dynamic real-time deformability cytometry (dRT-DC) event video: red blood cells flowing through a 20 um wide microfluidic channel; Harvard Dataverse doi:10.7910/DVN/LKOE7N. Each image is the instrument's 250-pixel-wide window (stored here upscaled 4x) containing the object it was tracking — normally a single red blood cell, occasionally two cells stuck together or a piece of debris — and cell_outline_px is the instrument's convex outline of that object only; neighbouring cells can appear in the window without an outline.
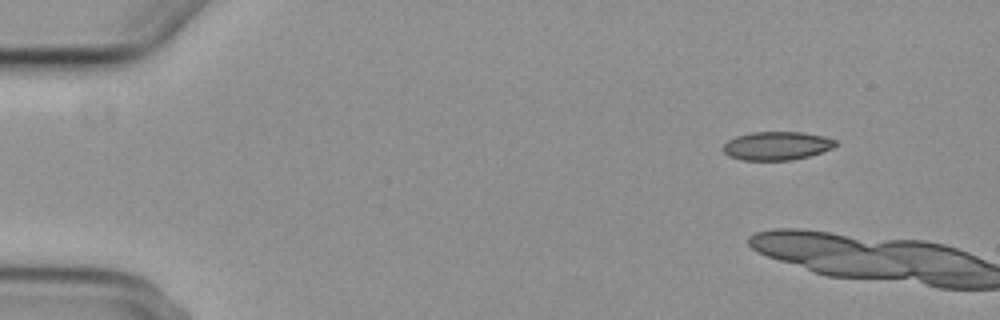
{"species": "common noctule bat (a hibernating species)", "species_latin": "Nyctalus noctula", "temperature_condition": "cold", "stored_images_in_passage": 2, "camera_frame_rate_fps": 3000, "um_per_image_px": 0.085, "animal": {"sex": "female", "body_mass_g": 29.2, "forearm_length_mm": 56.3}, "frame": {"image": 1, "passage_image": 1, "time_ms": 0.0, "image_size_px": [1000, 320], "cell_outline_px": [[836, 144], [832, 148], [808, 156], [792, 160], [744, 160], [728, 156], [720, 148], [728, 140], [736, 136], [752, 132], [804, 132], [824, 136], [836, 140]], "centroid_in_image_um": [65.99, 12.39], "position_along_channel_um": 19.0, "area_um2": 18.67}}